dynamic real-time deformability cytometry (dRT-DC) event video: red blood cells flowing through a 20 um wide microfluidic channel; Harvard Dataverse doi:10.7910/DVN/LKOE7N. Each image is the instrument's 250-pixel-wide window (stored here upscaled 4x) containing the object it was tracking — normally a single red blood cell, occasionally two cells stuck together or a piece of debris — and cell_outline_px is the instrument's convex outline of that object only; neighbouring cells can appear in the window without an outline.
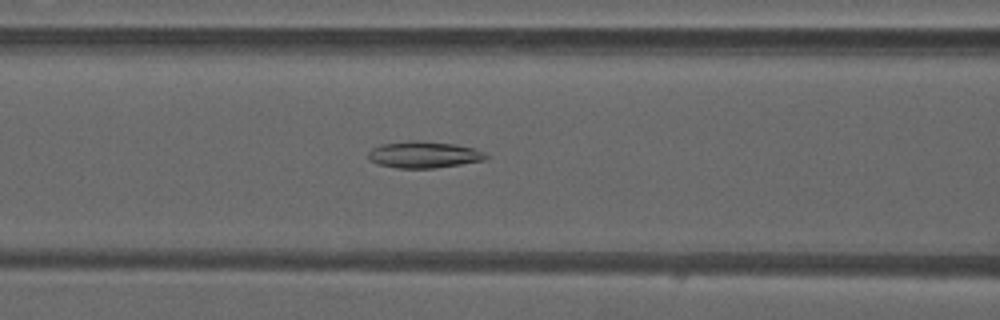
{"species": "common noctule bat (a hibernating species)", "species_latin": "Nyctalus noctula", "temperature_condition": "warm", "stored_images_in_passage": 45, "camera_frame_rate_fps": 3000, "um_per_image_px": 0.085, "animal": {"sex": "male", "forearm_length_mm": 52.5}, "frame": {"image": 1, "passage_image": 20, "time_ms": 6.333, "image_size_px": [1000, 320], "cell_outline_px": [[488, 156], [484, 160], [436, 168], [396, 168], [380, 164], [368, 160], [368, 152], [372, 148], [384, 144], [412, 140], [416, 140], [456, 144], [472, 148], [484, 152]], "centroid_in_image_um": [36.01, 13.15], "position_along_channel_um": 130.6, "area_um2": 18.09}}
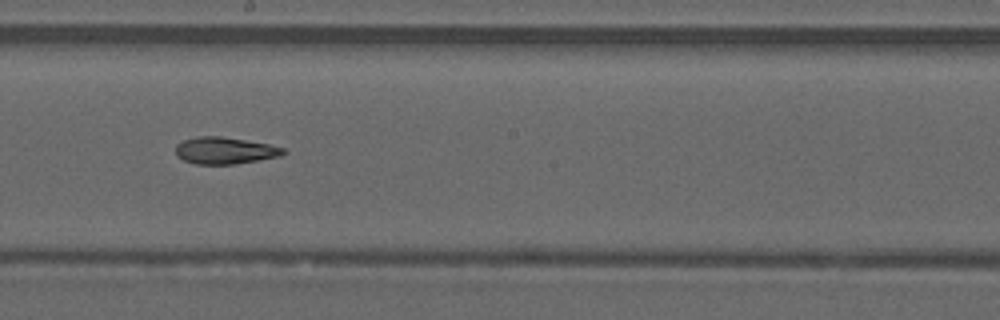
{"frame": {"image": 2, "passage_image": 27, "time_ms": 8.667, "image_size_px": [1000, 320], "cell_outline_px": [[288, 152], [280, 156], [232, 164], [196, 164], [184, 160], [176, 156], [176, 144], [184, 140], [200, 136], [220, 136], [268, 144], [284, 148]], "centroid_in_image_um": [19.1, 12.79], "position_along_channel_um": 229.1, "area_um2": 16.65}}
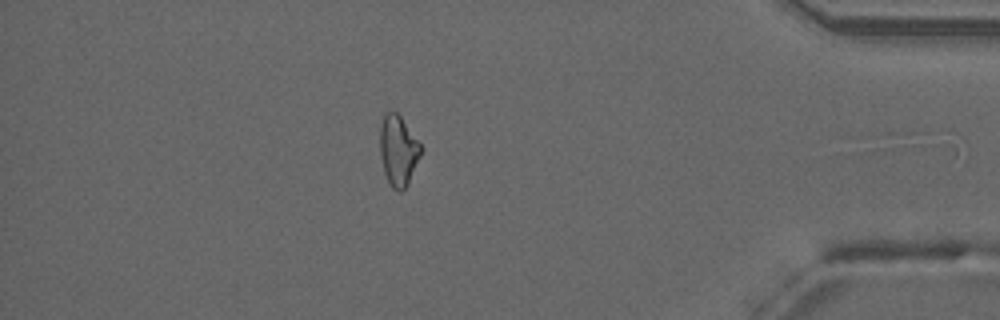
{"frame": {"image": 3, "passage_image": 42, "time_ms": 13.667, "image_size_px": [1000, 320], "cell_outline_px": [[420, 156], [408, 184], [400, 192], [392, 188], [384, 172], [380, 156], [380, 124], [384, 116], [388, 112], [396, 112], [400, 116], [420, 144]], "centroid_in_image_um": [33.83, 12.81], "position_along_channel_um": 401.4, "area_um2": 16.42}, "authors_computed_cell_mechanics": {"area_um2": 17.1666, "velocity_mm_per_s": 4.2249, "shape_relaxation_time_tau1_ms": null, "shape_relaxation_time_tau2_ms": 6.1227, "deformation_change_tau1": null, "deformation_change_tau2": 0.1566}}